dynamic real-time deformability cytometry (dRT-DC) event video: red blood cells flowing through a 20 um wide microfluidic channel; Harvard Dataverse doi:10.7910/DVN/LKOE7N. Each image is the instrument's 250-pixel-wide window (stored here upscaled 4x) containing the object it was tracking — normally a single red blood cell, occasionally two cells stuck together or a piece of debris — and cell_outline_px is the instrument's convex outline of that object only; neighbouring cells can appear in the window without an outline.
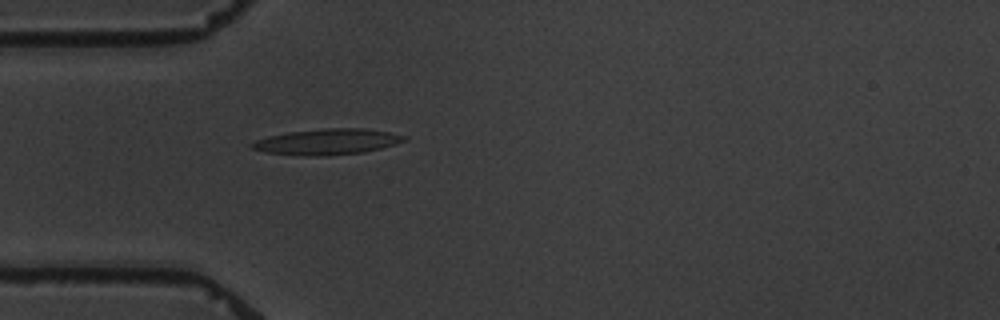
{"species": "common noctule bat (a hibernating species)", "species_latin": "Nyctalus noctula", "temperature_condition": "warm", "stored_images_in_passage": 1, "camera_frame_rate_fps": 3000, "um_per_image_px": 0.085, "animal": {"sex": "male", "body_mass_g": 19.5, "forearm_length_mm": 54.6}, "frame": {"image": 1, "passage_image": 1, "time_ms": 0.0, "image_size_px": [1000, 320], "cell_outline_px": [[408, 140], [380, 148], [364, 152], [328, 156], [304, 156], [264, 152], [252, 148], [248, 144], [256, 140], [268, 136], [288, 132], [324, 128], [364, 128], [388, 132], [408, 136]], "centroid_in_image_um": [27.8, 12.05], "position_along_channel_um": 57.2, "area_um2": 23.06}}